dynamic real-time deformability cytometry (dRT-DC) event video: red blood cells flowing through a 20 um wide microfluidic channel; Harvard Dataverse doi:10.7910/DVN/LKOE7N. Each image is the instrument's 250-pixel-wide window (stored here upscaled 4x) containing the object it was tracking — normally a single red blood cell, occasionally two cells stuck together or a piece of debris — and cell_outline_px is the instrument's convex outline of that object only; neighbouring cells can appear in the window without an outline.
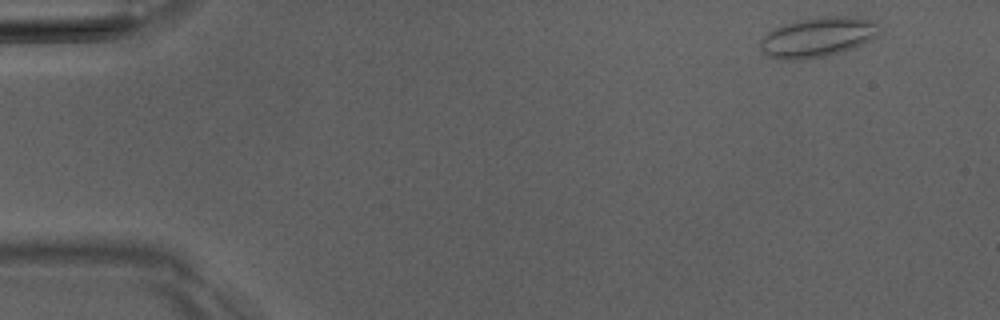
{"species": "Egyptian fruit bat (a non-hibernating species)", "species_latin": "Rousettus aegyptiacus", "temperature_condition": "room temperature", "stored_images_in_passage": 5, "camera_frame_rate_fps": 3000, "um_per_image_px": 0.085, "animal": {"sex": "male"}, "frame": {"image": 1, "passage_image": 1, "time_ms": 0.0, "image_size_px": [1000, 320], "cell_outline_px": [[876, 36], [872, 40], [852, 48], [840, 52], [824, 56], [800, 60], [784, 60], [768, 56], [760, 48], [760, 40], [768, 32], [784, 24], [796, 20], [816, 16], [856, 16], [876, 20]], "centroid_in_image_um": [69.5, 3.14], "position_along_channel_um": 15.5, "area_um2": 27.69}}